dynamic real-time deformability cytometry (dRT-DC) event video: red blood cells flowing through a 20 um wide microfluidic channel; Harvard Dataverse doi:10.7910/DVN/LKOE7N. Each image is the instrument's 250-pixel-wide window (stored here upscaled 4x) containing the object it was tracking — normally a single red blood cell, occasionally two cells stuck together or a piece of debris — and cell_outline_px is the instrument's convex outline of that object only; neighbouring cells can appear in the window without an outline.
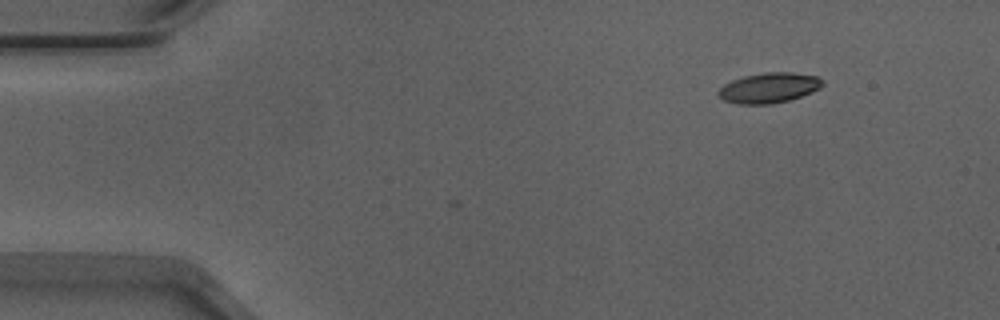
{"species": "Egyptian fruit bat (a non-hibernating species)", "species_latin": "Rousettus aegyptiacus", "temperature_condition": "warm", "stored_images_in_passage": 5, "camera_frame_rate_fps": 3000, "um_per_image_px": 0.085, "animal": {"sex": "male"}, "frame": {"image": 1, "passage_image": 5, "time_ms": 1.333, "image_size_px": [1000, 320], "cell_outline_px": [[824, 84], [820, 88], [812, 92], [788, 100], [772, 104], [736, 104], [724, 100], [716, 92], [724, 84], [732, 80], [744, 76], [764, 72], [792, 72], [816, 76], [824, 80]], "centroid_in_image_um": [65.37, 7.46], "position_along_channel_um": 19.6, "area_um2": 18.38}}